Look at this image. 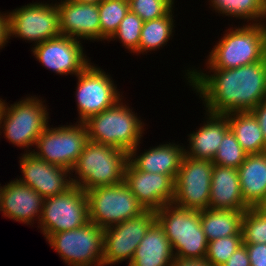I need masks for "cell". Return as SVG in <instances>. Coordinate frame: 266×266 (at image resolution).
I'll return each instance as SVG.
<instances>
[{"label": "cell", "mask_w": 266, "mask_h": 266, "mask_svg": "<svg viewBox=\"0 0 266 266\" xmlns=\"http://www.w3.org/2000/svg\"><path fill=\"white\" fill-rule=\"evenodd\" d=\"M175 0H128L129 9L144 22L165 16L174 8Z\"/></svg>", "instance_id": "34"}, {"label": "cell", "mask_w": 266, "mask_h": 266, "mask_svg": "<svg viewBox=\"0 0 266 266\" xmlns=\"http://www.w3.org/2000/svg\"><path fill=\"white\" fill-rule=\"evenodd\" d=\"M9 37L39 44L60 36L57 2H32L8 11Z\"/></svg>", "instance_id": "11"}, {"label": "cell", "mask_w": 266, "mask_h": 266, "mask_svg": "<svg viewBox=\"0 0 266 266\" xmlns=\"http://www.w3.org/2000/svg\"><path fill=\"white\" fill-rule=\"evenodd\" d=\"M174 254L163 228L155 221L137 246L128 266H171Z\"/></svg>", "instance_id": "23"}, {"label": "cell", "mask_w": 266, "mask_h": 266, "mask_svg": "<svg viewBox=\"0 0 266 266\" xmlns=\"http://www.w3.org/2000/svg\"><path fill=\"white\" fill-rule=\"evenodd\" d=\"M42 100L34 95L8 105L0 98V135L3 133L13 145L24 148L25 153L32 152L27 149L36 145L49 123V109Z\"/></svg>", "instance_id": "5"}, {"label": "cell", "mask_w": 266, "mask_h": 266, "mask_svg": "<svg viewBox=\"0 0 266 266\" xmlns=\"http://www.w3.org/2000/svg\"><path fill=\"white\" fill-rule=\"evenodd\" d=\"M231 132L247 154L266 152V143L256 117L251 111L224 114Z\"/></svg>", "instance_id": "25"}, {"label": "cell", "mask_w": 266, "mask_h": 266, "mask_svg": "<svg viewBox=\"0 0 266 266\" xmlns=\"http://www.w3.org/2000/svg\"><path fill=\"white\" fill-rule=\"evenodd\" d=\"M251 112L259 123L263 138L266 143V100L261 101L255 108L251 110Z\"/></svg>", "instance_id": "38"}, {"label": "cell", "mask_w": 266, "mask_h": 266, "mask_svg": "<svg viewBox=\"0 0 266 266\" xmlns=\"http://www.w3.org/2000/svg\"><path fill=\"white\" fill-rule=\"evenodd\" d=\"M89 221L102 229L138 216L145 209L124 183L101 186L86 191Z\"/></svg>", "instance_id": "8"}, {"label": "cell", "mask_w": 266, "mask_h": 266, "mask_svg": "<svg viewBox=\"0 0 266 266\" xmlns=\"http://www.w3.org/2000/svg\"><path fill=\"white\" fill-rule=\"evenodd\" d=\"M143 23L144 21L138 15L129 10L120 22L118 30L108 41H117L118 39L122 46L127 48L130 53H134L139 46Z\"/></svg>", "instance_id": "30"}, {"label": "cell", "mask_w": 266, "mask_h": 266, "mask_svg": "<svg viewBox=\"0 0 266 266\" xmlns=\"http://www.w3.org/2000/svg\"><path fill=\"white\" fill-rule=\"evenodd\" d=\"M76 78L78 122H85L122 98L112 77L95 64L90 63Z\"/></svg>", "instance_id": "12"}, {"label": "cell", "mask_w": 266, "mask_h": 266, "mask_svg": "<svg viewBox=\"0 0 266 266\" xmlns=\"http://www.w3.org/2000/svg\"><path fill=\"white\" fill-rule=\"evenodd\" d=\"M88 140L126 151L128 154L141 142L146 126L123 98L113 106L83 122Z\"/></svg>", "instance_id": "4"}, {"label": "cell", "mask_w": 266, "mask_h": 266, "mask_svg": "<svg viewBox=\"0 0 266 266\" xmlns=\"http://www.w3.org/2000/svg\"><path fill=\"white\" fill-rule=\"evenodd\" d=\"M222 266H251L246 246L242 244Z\"/></svg>", "instance_id": "36"}, {"label": "cell", "mask_w": 266, "mask_h": 266, "mask_svg": "<svg viewBox=\"0 0 266 266\" xmlns=\"http://www.w3.org/2000/svg\"><path fill=\"white\" fill-rule=\"evenodd\" d=\"M204 114L207 115L206 121L196 132L188 135L189 144L184 151L188 157L212 161L230 127L224 114H212L207 111Z\"/></svg>", "instance_id": "21"}, {"label": "cell", "mask_w": 266, "mask_h": 266, "mask_svg": "<svg viewBox=\"0 0 266 266\" xmlns=\"http://www.w3.org/2000/svg\"><path fill=\"white\" fill-rule=\"evenodd\" d=\"M208 2L213 10L223 16L244 19L250 21L249 24L266 21V8L262 0H209Z\"/></svg>", "instance_id": "28"}, {"label": "cell", "mask_w": 266, "mask_h": 266, "mask_svg": "<svg viewBox=\"0 0 266 266\" xmlns=\"http://www.w3.org/2000/svg\"><path fill=\"white\" fill-rule=\"evenodd\" d=\"M243 244H266V216L257 208L245 210L242 218Z\"/></svg>", "instance_id": "32"}, {"label": "cell", "mask_w": 266, "mask_h": 266, "mask_svg": "<svg viewBox=\"0 0 266 266\" xmlns=\"http://www.w3.org/2000/svg\"><path fill=\"white\" fill-rule=\"evenodd\" d=\"M174 256L201 258L206 256L208 241L201 226L200 211L167 204L155 211Z\"/></svg>", "instance_id": "6"}, {"label": "cell", "mask_w": 266, "mask_h": 266, "mask_svg": "<svg viewBox=\"0 0 266 266\" xmlns=\"http://www.w3.org/2000/svg\"><path fill=\"white\" fill-rule=\"evenodd\" d=\"M171 266H213L206 257L184 258L174 256Z\"/></svg>", "instance_id": "37"}, {"label": "cell", "mask_w": 266, "mask_h": 266, "mask_svg": "<svg viewBox=\"0 0 266 266\" xmlns=\"http://www.w3.org/2000/svg\"><path fill=\"white\" fill-rule=\"evenodd\" d=\"M185 145L176 143L159 144L137 154L138 144L129 154L128 160L140 171L169 175L174 181L185 155ZM139 155V156H138Z\"/></svg>", "instance_id": "20"}, {"label": "cell", "mask_w": 266, "mask_h": 266, "mask_svg": "<svg viewBox=\"0 0 266 266\" xmlns=\"http://www.w3.org/2000/svg\"><path fill=\"white\" fill-rule=\"evenodd\" d=\"M88 222L86 192L79 186L73 185L62 194L44 198L42 214L37 227L41 228V233L47 239L51 234L74 230Z\"/></svg>", "instance_id": "9"}, {"label": "cell", "mask_w": 266, "mask_h": 266, "mask_svg": "<svg viewBox=\"0 0 266 266\" xmlns=\"http://www.w3.org/2000/svg\"><path fill=\"white\" fill-rule=\"evenodd\" d=\"M237 170L243 200L256 208L266 197V152L247 154Z\"/></svg>", "instance_id": "24"}, {"label": "cell", "mask_w": 266, "mask_h": 266, "mask_svg": "<svg viewBox=\"0 0 266 266\" xmlns=\"http://www.w3.org/2000/svg\"><path fill=\"white\" fill-rule=\"evenodd\" d=\"M81 42L75 38L60 35L33 45L31 51L36 61L49 71L52 70L59 75L76 76L91 63L84 53Z\"/></svg>", "instance_id": "15"}, {"label": "cell", "mask_w": 266, "mask_h": 266, "mask_svg": "<svg viewBox=\"0 0 266 266\" xmlns=\"http://www.w3.org/2000/svg\"><path fill=\"white\" fill-rule=\"evenodd\" d=\"M213 166L211 160L184 155L174 181L172 204L198 211L209 208Z\"/></svg>", "instance_id": "13"}, {"label": "cell", "mask_w": 266, "mask_h": 266, "mask_svg": "<svg viewBox=\"0 0 266 266\" xmlns=\"http://www.w3.org/2000/svg\"><path fill=\"white\" fill-rule=\"evenodd\" d=\"M21 155L19 166L23 176L18 180L43 198L62 194L73 186L71 171L65 167L45 162L32 152Z\"/></svg>", "instance_id": "16"}, {"label": "cell", "mask_w": 266, "mask_h": 266, "mask_svg": "<svg viewBox=\"0 0 266 266\" xmlns=\"http://www.w3.org/2000/svg\"><path fill=\"white\" fill-rule=\"evenodd\" d=\"M206 69L207 74L188 68L184 75L203 101L205 111L212 114L251 111L266 100V57L238 68Z\"/></svg>", "instance_id": "1"}, {"label": "cell", "mask_w": 266, "mask_h": 266, "mask_svg": "<svg viewBox=\"0 0 266 266\" xmlns=\"http://www.w3.org/2000/svg\"><path fill=\"white\" fill-rule=\"evenodd\" d=\"M46 241L67 266H103L104 229L91 221L51 234Z\"/></svg>", "instance_id": "7"}, {"label": "cell", "mask_w": 266, "mask_h": 266, "mask_svg": "<svg viewBox=\"0 0 266 266\" xmlns=\"http://www.w3.org/2000/svg\"><path fill=\"white\" fill-rule=\"evenodd\" d=\"M60 34L77 40L101 41L98 4L61 0L57 3Z\"/></svg>", "instance_id": "18"}, {"label": "cell", "mask_w": 266, "mask_h": 266, "mask_svg": "<svg viewBox=\"0 0 266 266\" xmlns=\"http://www.w3.org/2000/svg\"><path fill=\"white\" fill-rule=\"evenodd\" d=\"M80 3L99 4L102 0H75Z\"/></svg>", "instance_id": "41"}, {"label": "cell", "mask_w": 266, "mask_h": 266, "mask_svg": "<svg viewBox=\"0 0 266 266\" xmlns=\"http://www.w3.org/2000/svg\"><path fill=\"white\" fill-rule=\"evenodd\" d=\"M128 153L124 150L87 141L71 170L72 184L85 192L96 187L124 182ZM77 177V178H76Z\"/></svg>", "instance_id": "3"}, {"label": "cell", "mask_w": 266, "mask_h": 266, "mask_svg": "<svg viewBox=\"0 0 266 266\" xmlns=\"http://www.w3.org/2000/svg\"><path fill=\"white\" fill-rule=\"evenodd\" d=\"M155 221V211L145 210L138 216L104 229L103 266L125 260L129 265L137 246Z\"/></svg>", "instance_id": "14"}, {"label": "cell", "mask_w": 266, "mask_h": 266, "mask_svg": "<svg viewBox=\"0 0 266 266\" xmlns=\"http://www.w3.org/2000/svg\"><path fill=\"white\" fill-rule=\"evenodd\" d=\"M87 141V128L83 122L53 128L48 124L37 139L36 151L32 149V153L45 162L71 171Z\"/></svg>", "instance_id": "10"}, {"label": "cell", "mask_w": 266, "mask_h": 266, "mask_svg": "<svg viewBox=\"0 0 266 266\" xmlns=\"http://www.w3.org/2000/svg\"><path fill=\"white\" fill-rule=\"evenodd\" d=\"M209 208L245 211L250 208L243 200L238 170L213 166Z\"/></svg>", "instance_id": "22"}, {"label": "cell", "mask_w": 266, "mask_h": 266, "mask_svg": "<svg viewBox=\"0 0 266 266\" xmlns=\"http://www.w3.org/2000/svg\"><path fill=\"white\" fill-rule=\"evenodd\" d=\"M242 244V235H233L209 241L205 257L213 266H222Z\"/></svg>", "instance_id": "33"}, {"label": "cell", "mask_w": 266, "mask_h": 266, "mask_svg": "<svg viewBox=\"0 0 266 266\" xmlns=\"http://www.w3.org/2000/svg\"><path fill=\"white\" fill-rule=\"evenodd\" d=\"M244 25L225 30L226 33L209 52L205 67L233 69L266 57V21L256 24L246 22Z\"/></svg>", "instance_id": "2"}, {"label": "cell", "mask_w": 266, "mask_h": 266, "mask_svg": "<svg viewBox=\"0 0 266 266\" xmlns=\"http://www.w3.org/2000/svg\"><path fill=\"white\" fill-rule=\"evenodd\" d=\"M251 266H266V244H244Z\"/></svg>", "instance_id": "35"}, {"label": "cell", "mask_w": 266, "mask_h": 266, "mask_svg": "<svg viewBox=\"0 0 266 266\" xmlns=\"http://www.w3.org/2000/svg\"><path fill=\"white\" fill-rule=\"evenodd\" d=\"M9 37V17L8 12H0V50L6 46Z\"/></svg>", "instance_id": "39"}, {"label": "cell", "mask_w": 266, "mask_h": 266, "mask_svg": "<svg viewBox=\"0 0 266 266\" xmlns=\"http://www.w3.org/2000/svg\"><path fill=\"white\" fill-rule=\"evenodd\" d=\"M256 208L266 216V197Z\"/></svg>", "instance_id": "40"}, {"label": "cell", "mask_w": 266, "mask_h": 266, "mask_svg": "<svg viewBox=\"0 0 266 266\" xmlns=\"http://www.w3.org/2000/svg\"><path fill=\"white\" fill-rule=\"evenodd\" d=\"M129 10L128 0H102L98 4L101 41L112 37Z\"/></svg>", "instance_id": "29"}, {"label": "cell", "mask_w": 266, "mask_h": 266, "mask_svg": "<svg viewBox=\"0 0 266 266\" xmlns=\"http://www.w3.org/2000/svg\"><path fill=\"white\" fill-rule=\"evenodd\" d=\"M43 204L44 198L18 178L3 186L0 184V211L11 220L27 225H32L34 220L39 222Z\"/></svg>", "instance_id": "19"}, {"label": "cell", "mask_w": 266, "mask_h": 266, "mask_svg": "<svg viewBox=\"0 0 266 266\" xmlns=\"http://www.w3.org/2000/svg\"><path fill=\"white\" fill-rule=\"evenodd\" d=\"M262 4H263L264 7L266 8V0H262Z\"/></svg>", "instance_id": "42"}, {"label": "cell", "mask_w": 266, "mask_h": 266, "mask_svg": "<svg viewBox=\"0 0 266 266\" xmlns=\"http://www.w3.org/2000/svg\"><path fill=\"white\" fill-rule=\"evenodd\" d=\"M124 183L145 210L157 211L174 199V180L169 175L138 170L129 160L124 170Z\"/></svg>", "instance_id": "17"}, {"label": "cell", "mask_w": 266, "mask_h": 266, "mask_svg": "<svg viewBox=\"0 0 266 266\" xmlns=\"http://www.w3.org/2000/svg\"><path fill=\"white\" fill-rule=\"evenodd\" d=\"M173 8L163 17L145 21L141 30V37L138 49L134 52L137 55L159 50L167 45L170 38H173L175 20Z\"/></svg>", "instance_id": "27"}, {"label": "cell", "mask_w": 266, "mask_h": 266, "mask_svg": "<svg viewBox=\"0 0 266 266\" xmlns=\"http://www.w3.org/2000/svg\"><path fill=\"white\" fill-rule=\"evenodd\" d=\"M245 211L207 208L200 210L201 226L207 241L242 235V218Z\"/></svg>", "instance_id": "26"}, {"label": "cell", "mask_w": 266, "mask_h": 266, "mask_svg": "<svg viewBox=\"0 0 266 266\" xmlns=\"http://www.w3.org/2000/svg\"><path fill=\"white\" fill-rule=\"evenodd\" d=\"M247 153L238 143L235 135L229 130L223 137L212 163L238 169L245 161Z\"/></svg>", "instance_id": "31"}]
</instances>
